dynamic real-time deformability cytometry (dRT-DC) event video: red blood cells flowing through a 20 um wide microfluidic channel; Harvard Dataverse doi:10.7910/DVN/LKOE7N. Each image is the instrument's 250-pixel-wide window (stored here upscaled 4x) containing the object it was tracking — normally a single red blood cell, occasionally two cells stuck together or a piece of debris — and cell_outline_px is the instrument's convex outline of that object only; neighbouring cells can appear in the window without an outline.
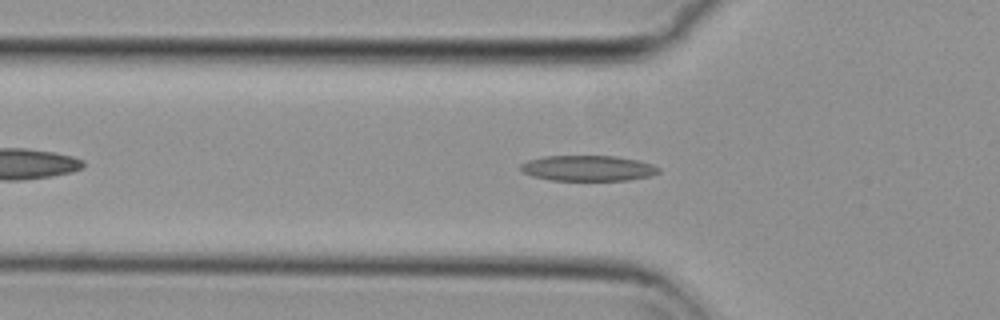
{"species": "common noctule bat (a hibernating species)", "species_latin": "Nyctalus noctula", "temperature_condition": "cold", "stored_images_in_passage": 40, "camera_frame_rate_fps": 3000, "um_per_image_px": 0.085, "animal": {"sex": "female", "body_mass_g": 29.2, "forearm_length_mm": 56.3}, "frame": {"image": 1, "passage_image": 9, "time_ms": 2.667, "image_size_px": [1000, 320], "cell_outline_px": [[660, 172], [652, 176], [628, 180], [548, 180], [532, 176], [524, 172], [520, 168], [520, 164], [528, 160], [544, 156], [616, 156], [636, 160], [652, 164], [660, 168]], "centroid_in_image_um": [49.99, 14.3], "position_along_channel_um": 75.8, "area_um2": 20.58}}
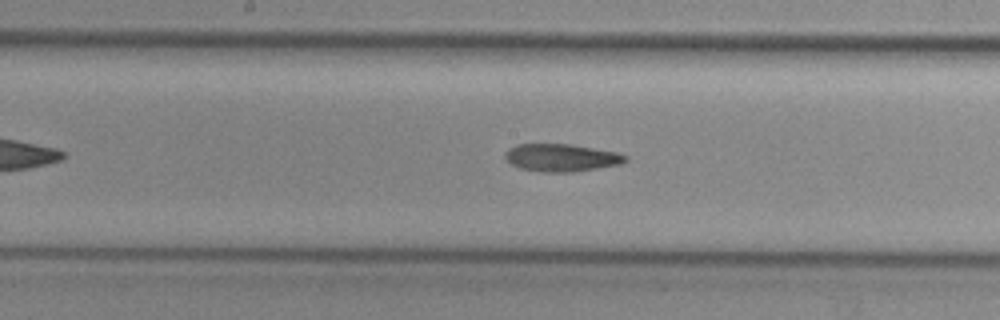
{"frame": {"image": 2, "passage_image": 19, "time_ms": 6.0, "image_size_px": [1000, 320], "cell_outline_px": [[628, 160], [620, 164], [572, 172], [544, 172], [520, 168], [512, 164], [504, 156], [504, 152], [508, 148], [516, 144], [572, 144], [616, 152], [628, 156]], "centroid_in_image_um": [47.7, 13.39], "position_along_channel_um": 200.5, "area_um2": 19.31}}
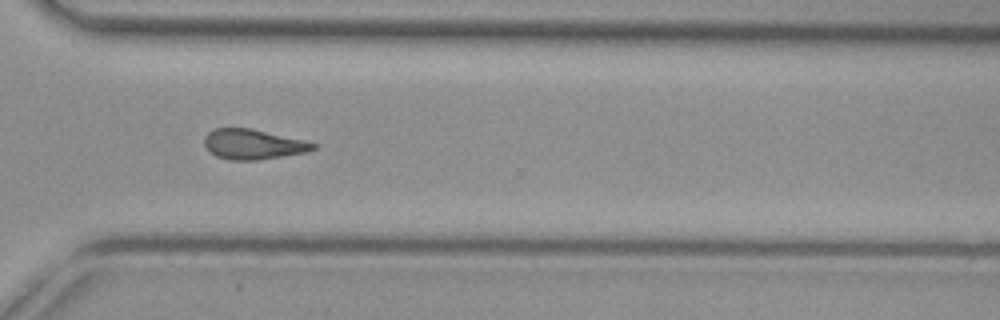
{"frame": {"image": 3, "passage_image": 31, "time_ms": 10.0, "image_size_px": [1000, 320], "cell_outline_px": [[316, 148], [304, 152], [256, 160], [232, 160], [216, 156], [204, 144], [204, 136], [208, 132], [216, 128], [252, 128], [304, 140], [316, 144]], "centroid_in_image_um": [21.49, 12.25], "position_along_channel_um": 349.1, "area_um2": 18.79}, "authors_computed_cell_mechanics": {"area_um2": 19.363, "velocity_mm_per_s": 3.7203, "shape_relaxation_time_tau1_ms": null, "shape_relaxation_time_tau2_ms": 7.8695, "deformation_change_tau1": null, "deformation_change_tau2": 0.1923}}